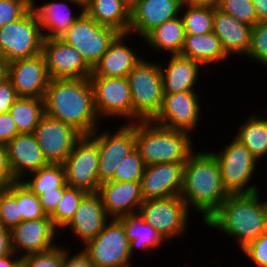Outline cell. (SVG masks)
Segmentation results:
<instances>
[{"label": "cell", "mask_w": 267, "mask_h": 267, "mask_svg": "<svg viewBox=\"0 0 267 267\" xmlns=\"http://www.w3.org/2000/svg\"><path fill=\"white\" fill-rule=\"evenodd\" d=\"M44 104L47 116L73 126L83 135L102 127L89 78L51 79Z\"/></svg>", "instance_id": "6da1fadb"}, {"label": "cell", "mask_w": 267, "mask_h": 267, "mask_svg": "<svg viewBox=\"0 0 267 267\" xmlns=\"http://www.w3.org/2000/svg\"><path fill=\"white\" fill-rule=\"evenodd\" d=\"M202 150L198 152L196 149L184 164L180 196L190 212L197 211L203 221L202 224H205L229 194L223 186L215 156L209 151L202 152Z\"/></svg>", "instance_id": "7a4b0ae2"}, {"label": "cell", "mask_w": 267, "mask_h": 267, "mask_svg": "<svg viewBox=\"0 0 267 267\" xmlns=\"http://www.w3.org/2000/svg\"><path fill=\"white\" fill-rule=\"evenodd\" d=\"M260 191L229 195L204 226L237 240L241 251L267 233V200H261Z\"/></svg>", "instance_id": "3957f363"}, {"label": "cell", "mask_w": 267, "mask_h": 267, "mask_svg": "<svg viewBox=\"0 0 267 267\" xmlns=\"http://www.w3.org/2000/svg\"><path fill=\"white\" fill-rule=\"evenodd\" d=\"M192 138L187 132L166 128L153 120L135 123V148L146 166L185 163L196 150Z\"/></svg>", "instance_id": "277c9868"}, {"label": "cell", "mask_w": 267, "mask_h": 267, "mask_svg": "<svg viewBox=\"0 0 267 267\" xmlns=\"http://www.w3.org/2000/svg\"><path fill=\"white\" fill-rule=\"evenodd\" d=\"M133 103V123L153 120L163 104V78L159 62L144 58L127 76Z\"/></svg>", "instance_id": "5b68a950"}, {"label": "cell", "mask_w": 267, "mask_h": 267, "mask_svg": "<svg viewBox=\"0 0 267 267\" xmlns=\"http://www.w3.org/2000/svg\"><path fill=\"white\" fill-rule=\"evenodd\" d=\"M232 138L219 152L210 151L219 164L223 186L229 195L257 192L259 186L251 181L260 162L242 143Z\"/></svg>", "instance_id": "8992f818"}, {"label": "cell", "mask_w": 267, "mask_h": 267, "mask_svg": "<svg viewBox=\"0 0 267 267\" xmlns=\"http://www.w3.org/2000/svg\"><path fill=\"white\" fill-rule=\"evenodd\" d=\"M44 37L36 15L30 9L20 19L0 27V58L8 63L42 53Z\"/></svg>", "instance_id": "52a82bcc"}, {"label": "cell", "mask_w": 267, "mask_h": 267, "mask_svg": "<svg viewBox=\"0 0 267 267\" xmlns=\"http://www.w3.org/2000/svg\"><path fill=\"white\" fill-rule=\"evenodd\" d=\"M81 249L95 267H133L125 228L117 218H111L104 229Z\"/></svg>", "instance_id": "ba28073f"}, {"label": "cell", "mask_w": 267, "mask_h": 267, "mask_svg": "<svg viewBox=\"0 0 267 267\" xmlns=\"http://www.w3.org/2000/svg\"><path fill=\"white\" fill-rule=\"evenodd\" d=\"M189 212L180 195L144 200L138 211L144 221L156 229L167 242L182 237L188 230Z\"/></svg>", "instance_id": "9c48e42d"}, {"label": "cell", "mask_w": 267, "mask_h": 267, "mask_svg": "<svg viewBox=\"0 0 267 267\" xmlns=\"http://www.w3.org/2000/svg\"><path fill=\"white\" fill-rule=\"evenodd\" d=\"M119 34L113 28L99 25L83 13L61 39L73 46L93 69Z\"/></svg>", "instance_id": "30bf717a"}, {"label": "cell", "mask_w": 267, "mask_h": 267, "mask_svg": "<svg viewBox=\"0 0 267 267\" xmlns=\"http://www.w3.org/2000/svg\"><path fill=\"white\" fill-rule=\"evenodd\" d=\"M94 104L100 120L117 117L133 123V103L127 77L90 76Z\"/></svg>", "instance_id": "8fae6325"}, {"label": "cell", "mask_w": 267, "mask_h": 267, "mask_svg": "<svg viewBox=\"0 0 267 267\" xmlns=\"http://www.w3.org/2000/svg\"><path fill=\"white\" fill-rule=\"evenodd\" d=\"M66 184L85 191L97 193L99 189V148L91 135H83L64 162Z\"/></svg>", "instance_id": "7c38bea8"}, {"label": "cell", "mask_w": 267, "mask_h": 267, "mask_svg": "<svg viewBox=\"0 0 267 267\" xmlns=\"http://www.w3.org/2000/svg\"><path fill=\"white\" fill-rule=\"evenodd\" d=\"M122 124V125H121ZM111 130L98 128L91 136L97 141L99 148V182L110 181L114 177L118 164L135 149V123H121ZM101 132V133H100Z\"/></svg>", "instance_id": "4fadbf2b"}, {"label": "cell", "mask_w": 267, "mask_h": 267, "mask_svg": "<svg viewBox=\"0 0 267 267\" xmlns=\"http://www.w3.org/2000/svg\"><path fill=\"white\" fill-rule=\"evenodd\" d=\"M196 91L164 94L160 112L153 121L173 130L192 134L201 119V100Z\"/></svg>", "instance_id": "5bb4252c"}, {"label": "cell", "mask_w": 267, "mask_h": 267, "mask_svg": "<svg viewBox=\"0 0 267 267\" xmlns=\"http://www.w3.org/2000/svg\"><path fill=\"white\" fill-rule=\"evenodd\" d=\"M48 164L63 165L77 141L83 136L76 128L60 120L42 117L33 132Z\"/></svg>", "instance_id": "9a60e30c"}, {"label": "cell", "mask_w": 267, "mask_h": 267, "mask_svg": "<svg viewBox=\"0 0 267 267\" xmlns=\"http://www.w3.org/2000/svg\"><path fill=\"white\" fill-rule=\"evenodd\" d=\"M42 54L50 79H81L92 74L82 55L61 38H44Z\"/></svg>", "instance_id": "2e32d148"}, {"label": "cell", "mask_w": 267, "mask_h": 267, "mask_svg": "<svg viewBox=\"0 0 267 267\" xmlns=\"http://www.w3.org/2000/svg\"><path fill=\"white\" fill-rule=\"evenodd\" d=\"M58 235V237H57ZM59 230L53 225L51 218L22 221L10 230L11 249L17 256L47 251L58 245Z\"/></svg>", "instance_id": "e0dca14e"}, {"label": "cell", "mask_w": 267, "mask_h": 267, "mask_svg": "<svg viewBox=\"0 0 267 267\" xmlns=\"http://www.w3.org/2000/svg\"><path fill=\"white\" fill-rule=\"evenodd\" d=\"M8 78L18 97L44 99L50 76L43 54L8 63Z\"/></svg>", "instance_id": "ac0fdd59"}, {"label": "cell", "mask_w": 267, "mask_h": 267, "mask_svg": "<svg viewBox=\"0 0 267 267\" xmlns=\"http://www.w3.org/2000/svg\"><path fill=\"white\" fill-rule=\"evenodd\" d=\"M111 220L98 193H87L80 201L78 209L70 222L60 231H72V236L84 246L95 238ZM62 232V233H61Z\"/></svg>", "instance_id": "d6986e66"}, {"label": "cell", "mask_w": 267, "mask_h": 267, "mask_svg": "<svg viewBox=\"0 0 267 267\" xmlns=\"http://www.w3.org/2000/svg\"><path fill=\"white\" fill-rule=\"evenodd\" d=\"M183 0H139L131 10L129 34L144 39L153 29L181 15Z\"/></svg>", "instance_id": "ffe728a7"}, {"label": "cell", "mask_w": 267, "mask_h": 267, "mask_svg": "<svg viewBox=\"0 0 267 267\" xmlns=\"http://www.w3.org/2000/svg\"><path fill=\"white\" fill-rule=\"evenodd\" d=\"M185 163H160L146 166L141 179L144 200L181 195Z\"/></svg>", "instance_id": "44dd1931"}, {"label": "cell", "mask_w": 267, "mask_h": 267, "mask_svg": "<svg viewBox=\"0 0 267 267\" xmlns=\"http://www.w3.org/2000/svg\"><path fill=\"white\" fill-rule=\"evenodd\" d=\"M71 4L78 6V13H73ZM31 9L36 15L44 38H61L84 13V8L72 0H51L40 5L31 0Z\"/></svg>", "instance_id": "7402d4cb"}, {"label": "cell", "mask_w": 267, "mask_h": 267, "mask_svg": "<svg viewBox=\"0 0 267 267\" xmlns=\"http://www.w3.org/2000/svg\"><path fill=\"white\" fill-rule=\"evenodd\" d=\"M97 193L111 218L138 213L140 205L144 201L141 182L107 181L99 185Z\"/></svg>", "instance_id": "603a6c76"}, {"label": "cell", "mask_w": 267, "mask_h": 267, "mask_svg": "<svg viewBox=\"0 0 267 267\" xmlns=\"http://www.w3.org/2000/svg\"><path fill=\"white\" fill-rule=\"evenodd\" d=\"M6 147L10 169L17 181L48 165L33 133L17 134Z\"/></svg>", "instance_id": "cb8c5ba5"}, {"label": "cell", "mask_w": 267, "mask_h": 267, "mask_svg": "<svg viewBox=\"0 0 267 267\" xmlns=\"http://www.w3.org/2000/svg\"><path fill=\"white\" fill-rule=\"evenodd\" d=\"M129 33L119 34L110 44L106 53L93 67L90 76L103 77H127L134 67L140 62L142 57L129 47L127 39ZM128 43V44H127Z\"/></svg>", "instance_id": "d4e9b609"}, {"label": "cell", "mask_w": 267, "mask_h": 267, "mask_svg": "<svg viewBox=\"0 0 267 267\" xmlns=\"http://www.w3.org/2000/svg\"><path fill=\"white\" fill-rule=\"evenodd\" d=\"M166 64L159 62L163 78V93L173 94L185 91H197L196 84L201 76V65L180 54L169 55ZM165 66V67H164ZM200 73V74H199Z\"/></svg>", "instance_id": "484cf974"}, {"label": "cell", "mask_w": 267, "mask_h": 267, "mask_svg": "<svg viewBox=\"0 0 267 267\" xmlns=\"http://www.w3.org/2000/svg\"><path fill=\"white\" fill-rule=\"evenodd\" d=\"M252 26L214 8L213 33L220 39L228 57H246L251 43Z\"/></svg>", "instance_id": "4316f807"}, {"label": "cell", "mask_w": 267, "mask_h": 267, "mask_svg": "<svg viewBox=\"0 0 267 267\" xmlns=\"http://www.w3.org/2000/svg\"><path fill=\"white\" fill-rule=\"evenodd\" d=\"M180 55L195 60L203 69V65L221 64L229 58L220 39L213 32L201 35L186 34Z\"/></svg>", "instance_id": "83f0119b"}, {"label": "cell", "mask_w": 267, "mask_h": 267, "mask_svg": "<svg viewBox=\"0 0 267 267\" xmlns=\"http://www.w3.org/2000/svg\"><path fill=\"white\" fill-rule=\"evenodd\" d=\"M124 226L127 239L129 241L130 253L132 258L136 250L151 253L157 248H162L167 241L151 225L146 223L139 213L125 215L117 218Z\"/></svg>", "instance_id": "f1b7e54d"}, {"label": "cell", "mask_w": 267, "mask_h": 267, "mask_svg": "<svg viewBox=\"0 0 267 267\" xmlns=\"http://www.w3.org/2000/svg\"><path fill=\"white\" fill-rule=\"evenodd\" d=\"M84 13L99 25L113 28L120 34L129 32L131 11L121 0H90Z\"/></svg>", "instance_id": "f546056e"}, {"label": "cell", "mask_w": 267, "mask_h": 267, "mask_svg": "<svg viewBox=\"0 0 267 267\" xmlns=\"http://www.w3.org/2000/svg\"><path fill=\"white\" fill-rule=\"evenodd\" d=\"M185 35L184 23L182 17L179 16L153 29L143 39V42L157 53L175 55L181 53Z\"/></svg>", "instance_id": "4dcf8cb0"}, {"label": "cell", "mask_w": 267, "mask_h": 267, "mask_svg": "<svg viewBox=\"0 0 267 267\" xmlns=\"http://www.w3.org/2000/svg\"><path fill=\"white\" fill-rule=\"evenodd\" d=\"M263 116H262V115ZM253 113L237 127L236 138L260 161L267 156V116ZM264 117V118H263ZM262 158V159H261Z\"/></svg>", "instance_id": "1f68e13d"}, {"label": "cell", "mask_w": 267, "mask_h": 267, "mask_svg": "<svg viewBox=\"0 0 267 267\" xmlns=\"http://www.w3.org/2000/svg\"><path fill=\"white\" fill-rule=\"evenodd\" d=\"M9 113L19 133H33L45 115L44 99L18 97Z\"/></svg>", "instance_id": "d6a6232c"}, {"label": "cell", "mask_w": 267, "mask_h": 267, "mask_svg": "<svg viewBox=\"0 0 267 267\" xmlns=\"http://www.w3.org/2000/svg\"><path fill=\"white\" fill-rule=\"evenodd\" d=\"M29 176V177H28ZM23 182L37 196L56 188H66L65 168L61 164H48L28 174Z\"/></svg>", "instance_id": "836d02e7"}, {"label": "cell", "mask_w": 267, "mask_h": 267, "mask_svg": "<svg viewBox=\"0 0 267 267\" xmlns=\"http://www.w3.org/2000/svg\"><path fill=\"white\" fill-rule=\"evenodd\" d=\"M180 16L186 34L201 35L213 32L214 8L183 5Z\"/></svg>", "instance_id": "e575fe53"}, {"label": "cell", "mask_w": 267, "mask_h": 267, "mask_svg": "<svg viewBox=\"0 0 267 267\" xmlns=\"http://www.w3.org/2000/svg\"><path fill=\"white\" fill-rule=\"evenodd\" d=\"M87 193L83 190L67 186L63 191V196L49 215L53 225L61 231L74 217L80 201Z\"/></svg>", "instance_id": "d590c367"}, {"label": "cell", "mask_w": 267, "mask_h": 267, "mask_svg": "<svg viewBox=\"0 0 267 267\" xmlns=\"http://www.w3.org/2000/svg\"><path fill=\"white\" fill-rule=\"evenodd\" d=\"M22 218L17 205V181L0 191V225L11 230L19 225Z\"/></svg>", "instance_id": "8d00e7d4"}, {"label": "cell", "mask_w": 267, "mask_h": 267, "mask_svg": "<svg viewBox=\"0 0 267 267\" xmlns=\"http://www.w3.org/2000/svg\"><path fill=\"white\" fill-rule=\"evenodd\" d=\"M17 205L22 221L42 219L47 216L38 196L21 181H17Z\"/></svg>", "instance_id": "74e56055"}, {"label": "cell", "mask_w": 267, "mask_h": 267, "mask_svg": "<svg viewBox=\"0 0 267 267\" xmlns=\"http://www.w3.org/2000/svg\"><path fill=\"white\" fill-rule=\"evenodd\" d=\"M145 163L135 148L118 164L114 177L110 181L117 182H141L145 170Z\"/></svg>", "instance_id": "f35d334b"}, {"label": "cell", "mask_w": 267, "mask_h": 267, "mask_svg": "<svg viewBox=\"0 0 267 267\" xmlns=\"http://www.w3.org/2000/svg\"><path fill=\"white\" fill-rule=\"evenodd\" d=\"M217 8L252 27L260 22L252 0H219Z\"/></svg>", "instance_id": "ab89813d"}, {"label": "cell", "mask_w": 267, "mask_h": 267, "mask_svg": "<svg viewBox=\"0 0 267 267\" xmlns=\"http://www.w3.org/2000/svg\"><path fill=\"white\" fill-rule=\"evenodd\" d=\"M246 57L267 66V22H259L252 27L251 43Z\"/></svg>", "instance_id": "60d3db41"}, {"label": "cell", "mask_w": 267, "mask_h": 267, "mask_svg": "<svg viewBox=\"0 0 267 267\" xmlns=\"http://www.w3.org/2000/svg\"><path fill=\"white\" fill-rule=\"evenodd\" d=\"M63 246L56 247L43 252L32 253L22 258V267H62Z\"/></svg>", "instance_id": "b9f144b4"}, {"label": "cell", "mask_w": 267, "mask_h": 267, "mask_svg": "<svg viewBox=\"0 0 267 267\" xmlns=\"http://www.w3.org/2000/svg\"><path fill=\"white\" fill-rule=\"evenodd\" d=\"M31 9V0H0V27L23 17Z\"/></svg>", "instance_id": "7bdbcfd3"}, {"label": "cell", "mask_w": 267, "mask_h": 267, "mask_svg": "<svg viewBox=\"0 0 267 267\" xmlns=\"http://www.w3.org/2000/svg\"><path fill=\"white\" fill-rule=\"evenodd\" d=\"M241 252L256 267H267V233L250 242Z\"/></svg>", "instance_id": "ee69618b"}, {"label": "cell", "mask_w": 267, "mask_h": 267, "mask_svg": "<svg viewBox=\"0 0 267 267\" xmlns=\"http://www.w3.org/2000/svg\"><path fill=\"white\" fill-rule=\"evenodd\" d=\"M70 247L63 245V263L62 267H95L90 258L78 249V252L71 253ZM72 254V255H71Z\"/></svg>", "instance_id": "f6af8a7d"}, {"label": "cell", "mask_w": 267, "mask_h": 267, "mask_svg": "<svg viewBox=\"0 0 267 267\" xmlns=\"http://www.w3.org/2000/svg\"><path fill=\"white\" fill-rule=\"evenodd\" d=\"M16 181L10 169L7 147L0 144V191L7 189L10 184Z\"/></svg>", "instance_id": "bcb514c9"}, {"label": "cell", "mask_w": 267, "mask_h": 267, "mask_svg": "<svg viewBox=\"0 0 267 267\" xmlns=\"http://www.w3.org/2000/svg\"><path fill=\"white\" fill-rule=\"evenodd\" d=\"M17 98L18 95L9 78L0 83V113L9 112Z\"/></svg>", "instance_id": "7dc6e473"}, {"label": "cell", "mask_w": 267, "mask_h": 267, "mask_svg": "<svg viewBox=\"0 0 267 267\" xmlns=\"http://www.w3.org/2000/svg\"><path fill=\"white\" fill-rule=\"evenodd\" d=\"M17 134L20 133L10 113H0V144H8Z\"/></svg>", "instance_id": "c3c4849f"}, {"label": "cell", "mask_w": 267, "mask_h": 267, "mask_svg": "<svg viewBox=\"0 0 267 267\" xmlns=\"http://www.w3.org/2000/svg\"><path fill=\"white\" fill-rule=\"evenodd\" d=\"M64 189L65 188H56L55 191L45 192L44 194L38 195L42 208L48 216L58 205V202L63 196Z\"/></svg>", "instance_id": "681fc988"}, {"label": "cell", "mask_w": 267, "mask_h": 267, "mask_svg": "<svg viewBox=\"0 0 267 267\" xmlns=\"http://www.w3.org/2000/svg\"><path fill=\"white\" fill-rule=\"evenodd\" d=\"M10 230L0 225V258L12 254Z\"/></svg>", "instance_id": "f907efd6"}, {"label": "cell", "mask_w": 267, "mask_h": 267, "mask_svg": "<svg viewBox=\"0 0 267 267\" xmlns=\"http://www.w3.org/2000/svg\"><path fill=\"white\" fill-rule=\"evenodd\" d=\"M260 22H267V0H252Z\"/></svg>", "instance_id": "816d5d0a"}, {"label": "cell", "mask_w": 267, "mask_h": 267, "mask_svg": "<svg viewBox=\"0 0 267 267\" xmlns=\"http://www.w3.org/2000/svg\"><path fill=\"white\" fill-rule=\"evenodd\" d=\"M0 267H22V257L12 253L0 258Z\"/></svg>", "instance_id": "f5cc1de1"}, {"label": "cell", "mask_w": 267, "mask_h": 267, "mask_svg": "<svg viewBox=\"0 0 267 267\" xmlns=\"http://www.w3.org/2000/svg\"><path fill=\"white\" fill-rule=\"evenodd\" d=\"M219 0H183V5L217 8Z\"/></svg>", "instance_id": "db71d44e"}, {"label": "cell", "mask_w": 267, "mask_h": 267, "mask_svg": "<svg viewBox=\"0 0 267 267\" xmlns=\"http://www.w3.org/2000/svg\"><path fill=\"white\" fill-rule=\"evenodd\" d=\"M8 78V62L0 58V83Z\"/></svg>", "instance_id": "11a10c76"}, {"label": "cell", "mask_w": 267, "mask_h": 267, "mask_svg": "<svg viewBox=\"0 0 267 267\" xmlns=\"http://www.w3.org/2000/svg\"><path fill=\"white\" fill-rule=\"evenodd\" d=\"M127 8L131 11L138 3L139 0H121Z\"/></svg>", "instance_id": "9f6ffc18"}, {"label": "cell", "mask_w": 267, "mask_h": 267, "mask_svg": "<svg viewBox=\"0 0 267 267\" xmlns=\"http://www.w3.org/2000/svg\"><path fill=\"white\" fill-rule=\"evenodd\" d=\"M78 4H80L83 8L89 3L90 0H72Z\"/></svg>", "instance_id": "6f0895ef"}]
</instances>
